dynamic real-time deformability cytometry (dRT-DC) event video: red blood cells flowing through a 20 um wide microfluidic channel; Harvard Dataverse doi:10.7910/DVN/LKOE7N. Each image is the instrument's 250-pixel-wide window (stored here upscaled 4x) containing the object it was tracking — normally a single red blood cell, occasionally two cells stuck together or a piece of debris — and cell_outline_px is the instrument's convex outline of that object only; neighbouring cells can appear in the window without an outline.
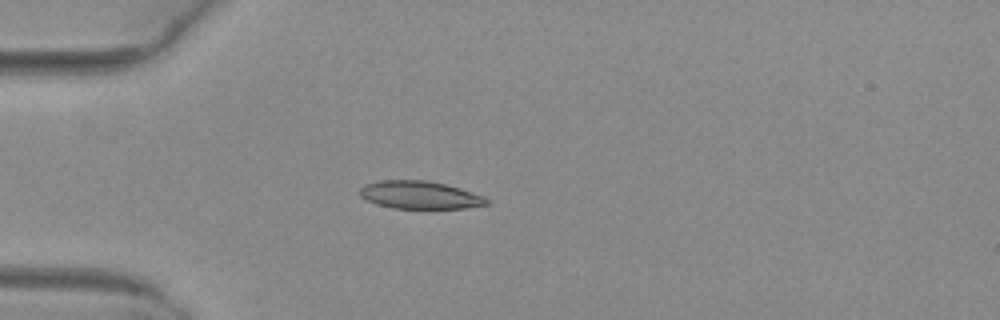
{"species": "common noctule bat (a hibernating species)", "species_latin": "Nyctalus noctula", "temperature_condition": "warm", "stored_images_in_passage": 4, "camera_frame_rate_fps": 3000, "um_per_image_px": 0.085, "animal": {"sex": "female", "body_mass_g": 29.2, "forearm_length_mm": 56.3}, "frame": {"image": 1, "passage_image": 4, "time_ms": 1.0, "image_size_px": [1000, 320], "cell_outline_px": [[488, 204], [464, 208], [392, 208], [376, 204], [360, 196], [360, 188], [364, 184], [380, 180], [428, 180], [460, 188], [484, 196], [488, 200]], "centroid_in_image_um": [35.66, 16.56], "position_along_channel_um": 49.3, "area_um2": 20.46}}